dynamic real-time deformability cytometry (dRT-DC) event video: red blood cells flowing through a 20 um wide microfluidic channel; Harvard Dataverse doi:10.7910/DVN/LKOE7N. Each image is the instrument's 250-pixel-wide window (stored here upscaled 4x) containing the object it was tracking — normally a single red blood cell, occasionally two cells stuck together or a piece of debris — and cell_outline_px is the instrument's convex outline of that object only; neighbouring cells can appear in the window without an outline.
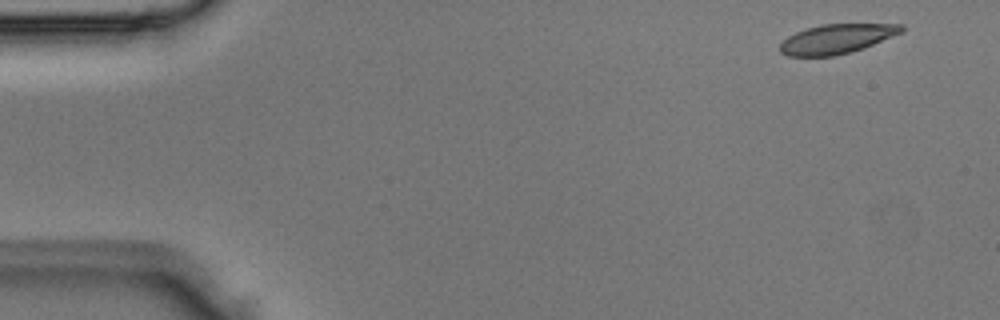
{"species": "Egyptian fruit bat (a non-hibernating species)", "species_latin": "Rousettus aegyptiacus", "temperature_condition": "room temperature", "stored_images_in_passage": 3, "camera_frame_rate_fps": 3000, "um_per_image_px": 0.085, "animal": {"sex": "male"}, "frame": {"image": 1, "passage_image": 1, "time_ms": 0.0, "image_size_px": [1000, 320], "cell_outline_px": [[904, 32], [864, 48], [852, 52], [832, 56], [788, 56], [780, 52], [780, 44], [788, 36], [796, 32], [820, 24], [904, 24]], "centroid_in_image_um": [71.15, 3.3], "position_along_channel_um": 13.8, "area_um2": 20.92}}